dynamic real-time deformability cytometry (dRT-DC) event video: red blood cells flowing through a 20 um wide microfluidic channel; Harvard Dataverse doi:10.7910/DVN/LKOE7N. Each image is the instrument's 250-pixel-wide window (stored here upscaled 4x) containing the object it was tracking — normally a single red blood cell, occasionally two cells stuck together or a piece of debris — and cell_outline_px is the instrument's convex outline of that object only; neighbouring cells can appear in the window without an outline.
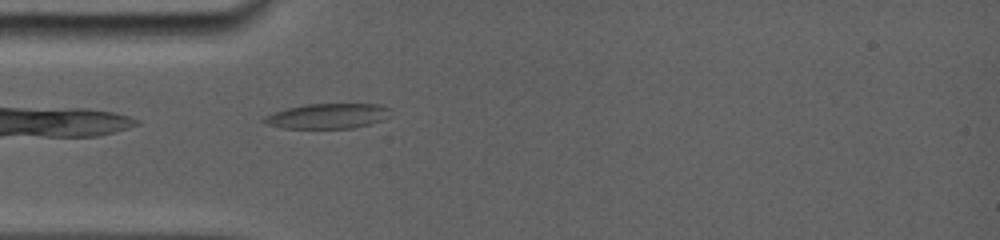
{"species": "common noctule bat (a hibernating species)", "species_latin": "Nyctalus noctula", "temperature_condition": "room temperature", "stored_images_in_passage": 25, "camera_frame_rate_fps": 5000, "um_per_image_px": 0.085, "animal": {"sex": "female", "body_mass_g": 19.0, "forearm_length_mm": 56.7}, "frame": {"image": 1, "passage_image": 1, "time_ms": 0.0, "image_size_px": [1000, 240], "cell_outline_px": [[392, 108], [380, 120], [368, 124], [348, 128], [284, 128], [268, 124], [264, 120], [264, 116], [288, 108], [304, 104], [384, 104]], "centroid_in_image_um": [27.85, 9.85], "position_along_channel_um": 57.1, "area_um2": 18.03}}
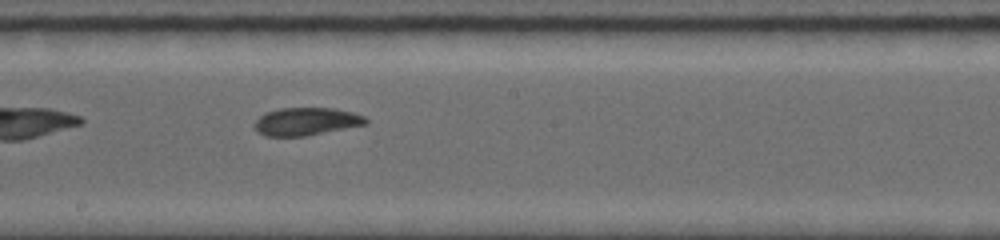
{"frame": {"image": 2, "passage_image": 8, "time_ms": 4.4, "image_size_px": [1000, 240], "cell_outline_px": [[368, 124], [304, 136], [264, 136], [256, 128], [256, 120], [264, 112], [280, 108], [336, 108], [352, 112], [364, 116], [368, 120]], "centroid_in_image_um": [26.06, 10.31], "position_along_channel_um": 222.1, "area_um2": 17.92}}
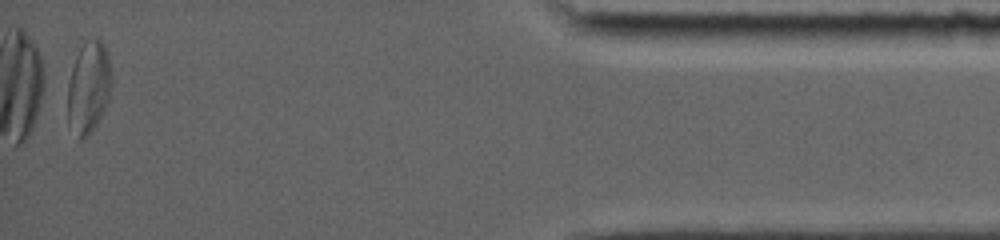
{"frame": {"image": 3, "passage_image": 24, "time_ms": 11.4, "image_size_px": [1000, 240], "cell_outline_px": [[112, 84], [108, 100], [104, 112], [92, 132], [88, 136], [80, 140], [76, 140], [68, 124], [68, 84], [72, 68], [76, 56], [80, 48], [88, 40], [100, 40], [104, 44], [108, 52]], "centroid_in_image_um": [7.53, 7.51], "position_along_channel_um": 427.7, "area_um2": 23.76}, "authors_computed_cell_mechanics": {"area_um2": 18.1492, "velocity_mm_per_s": 3.8014, "shape_relaxation_time_tau1_ms": null, "shape_relaxation_time_tau2_ms": 2.9861, "deformation_change_tau1": null, "deformation_change_tau2": 0.0631}}